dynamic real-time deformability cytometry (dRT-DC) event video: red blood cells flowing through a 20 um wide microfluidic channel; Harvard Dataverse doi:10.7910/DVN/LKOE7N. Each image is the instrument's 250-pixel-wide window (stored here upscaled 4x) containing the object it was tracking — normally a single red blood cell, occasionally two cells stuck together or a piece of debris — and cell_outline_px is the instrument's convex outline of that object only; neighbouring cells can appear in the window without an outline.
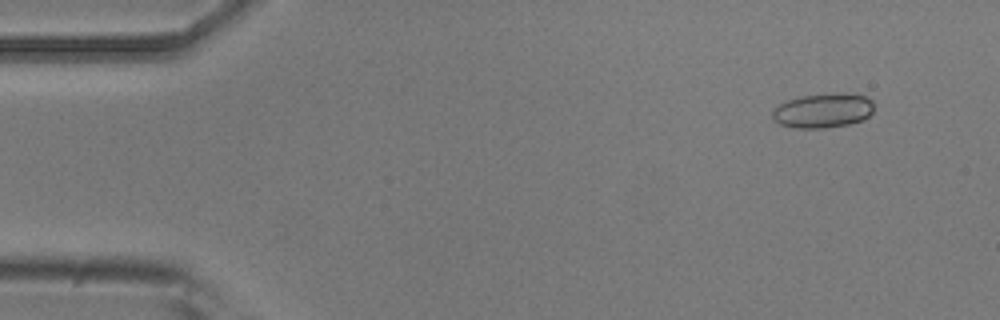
{"species": "common noctule bat (a hibernating species)", "species_latin": "Nyctalus noctula", "temperature_condition": "room temperature", "stored_images_in_passage": 5, "camera_frame_rate_fps": 3000, "um_per_image_px": 0.085, "animal": {"sex": "male", "body_mass_g": 20.5, "forearm_length_mm": 52.5}, "frame": {"image": 1, "passage_image": 2, "time_ms": 1.0, "image_size_px": [1000, 320], "cell_outline_px": [[872, 112], [864, 120], [848, 124], [824, 128], [796, 128], [780, 124], [772, 120], [772, 112], [780, 104], [788, 100], [804, 96], [840, 92], [864, 96], [872, 100]], "centroid_in_image_um": [69.96, 9.41], "position_along_channel_um": 15.0, "area_um2": 20.29}}
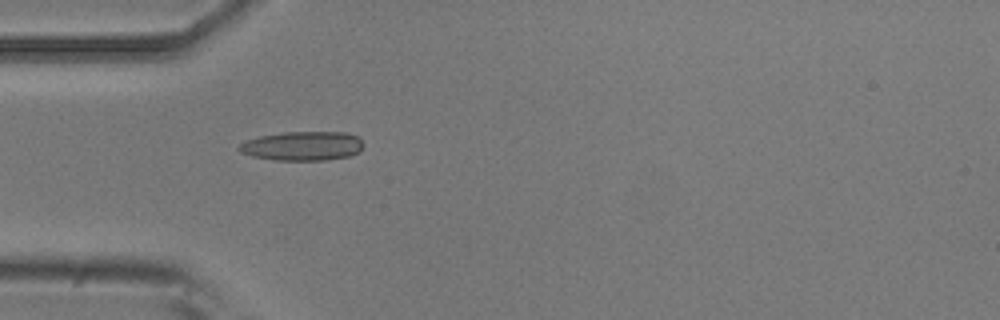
{"frame": {"image": 2, "passage_image": 5, "time_ms": 4.667, "image_size_px": [1000, 320], "cell_outline_px": [[364, 144], [360, 152], [348, 156], [324, 160], [272, 160], [252, 156], [240, 152], [236, 148], [240, 144], [248, 140], [260, 136], [284, 132], [348, 132], [360, 136]], "centroid_in_image_um": [25.75, 12.4], "position_along_channel_um": 59.2, "area_um2": 21.33}}